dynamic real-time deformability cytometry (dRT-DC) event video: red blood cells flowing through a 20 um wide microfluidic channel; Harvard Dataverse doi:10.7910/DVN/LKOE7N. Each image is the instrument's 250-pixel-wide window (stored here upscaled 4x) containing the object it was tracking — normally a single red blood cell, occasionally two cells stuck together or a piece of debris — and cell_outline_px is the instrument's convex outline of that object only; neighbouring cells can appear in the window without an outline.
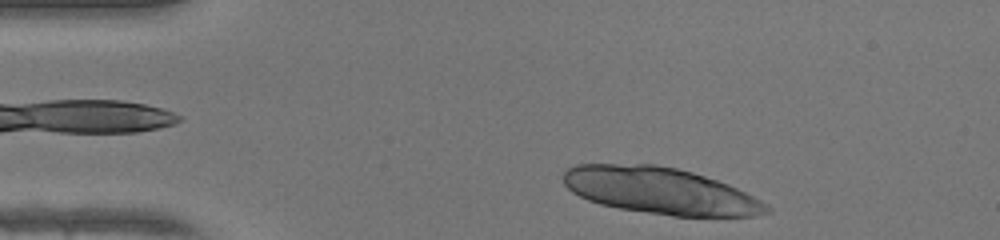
{"species": "human", "species_latin": "Homo sapiens", "temperature_condition": "warm", "stored_images_in_passage": 17, "camera_frame_rate_fps": 3000, "um_per_image_px": 0.085, "donor": {"sex": "female"}, "frame": {"image": 1, "passage_image": 1, "time_ms": 0.0, "image_size_px": [1000, 240], "cell_outline_px": [[772, 212], [756, 216], [672, 216], [620, 208], [600, 204], [588, 200], [572, 192], [564, 184], [564, 172], [568, 168], [576, 164], [656, 164], [676, 168], [692, 172], [728, 184], [760, 200], [772, 208]], "centroid_in_image_um": [56.13, 16.22], "position_along_channel_um": 28.9, "area_um2": 54.97}}